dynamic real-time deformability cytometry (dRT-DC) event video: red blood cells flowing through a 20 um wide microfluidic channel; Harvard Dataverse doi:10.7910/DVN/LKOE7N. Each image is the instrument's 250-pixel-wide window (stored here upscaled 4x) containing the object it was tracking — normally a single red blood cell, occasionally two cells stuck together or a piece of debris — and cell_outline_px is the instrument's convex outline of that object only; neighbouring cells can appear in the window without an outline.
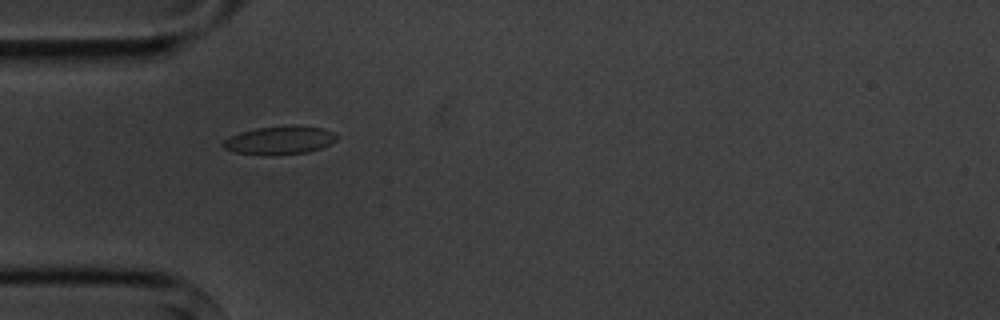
{"species": "common noctule bat (a hibernating species)", "species_latin": "Nyctalus noctula", "temperature_condition": "cold", "stored_images_in_passage": 2, "camera_frame_rate_fps": 3000, "um_per_image_px": 0.085, "animal": {"sex": "male", "body_mass_g": 20.1, "forearm_length_mm": 53.5}, "frame": {"image": 1, "passage_image": 1, "time_ms": 0.0, "image_size_px": [1000, 320], "cell_outline_px": [[340, 136], [336, 140], [320, 148], [308, 152], [268, 156], [264, 156], [236, 152], [224, 148], [220, 144], [228, 136], [240, 132], [256, 128], [292, 124], [324, 128]], "centroid_in_image_um": [23.75, 11.91], "position_along_channel_um": 61.2, "area_um2": 19.13}}
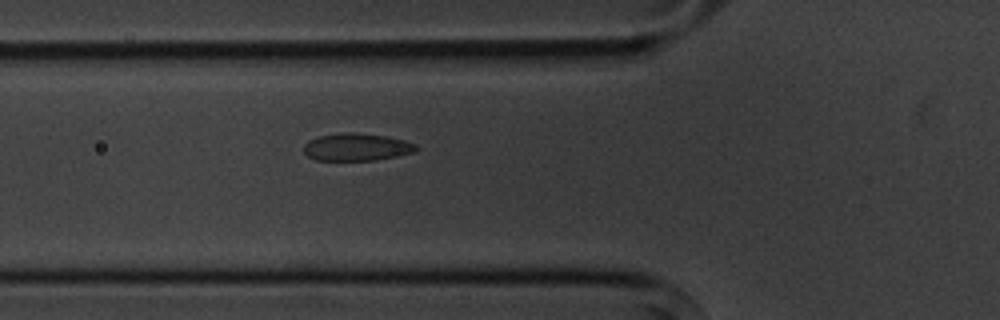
{"frame": {"image": 2, "passage_image": 2, "time_ms": 1.0, "image_size_px": [1000, 320], "cell_outline_px": [[416, 152], [400, 156], [376, 160], [316, 160], [308, 156], [304, 152], [304, 144], [308, 140], [320, 136], [340, 132], [352, 132], [388, 136], [404, 140], [416, 144]], "centroid_in_image_um": [30.33, 12.5], "position_along_channel_um": 95.5, "area_um2": 18.15}}